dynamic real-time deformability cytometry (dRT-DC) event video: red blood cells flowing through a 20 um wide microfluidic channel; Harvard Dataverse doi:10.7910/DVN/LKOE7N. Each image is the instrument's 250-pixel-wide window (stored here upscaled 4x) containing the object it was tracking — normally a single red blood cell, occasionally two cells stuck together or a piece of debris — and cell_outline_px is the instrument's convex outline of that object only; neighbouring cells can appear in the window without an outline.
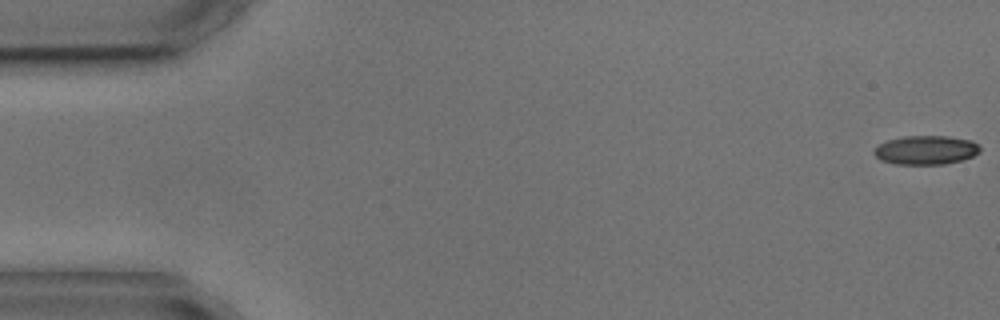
{"species": "common noctule bat (a hibernating species)", "species_latin": "Nyctalus noctula", "temperature_condition": "cold", "stored_images_in_passage": 4, "camera_frame_rate_fps": 3000, "um_per_image_px": 0.085, "animal": {"sex": "male", "body_mass_g": 17.9, "forearm_length_mm": 54.2}, "frame": {"image": 1, "passage_image": 1, "time_ms": 0.0, "image_size_px": [1000, 320], "cell_outline_px": [[980, 152], [972, 156], [960, 160], [944, 164], [896, 164], [880, 160], [872, 152], [880, 144], [888, 140], [904, 136], [948, 136], [972, 140], [980, 148]], "centroid_in_image_um": [78.69, 12.75], "position_along_channel_um": 6.3, "area_um2": 17.74}}
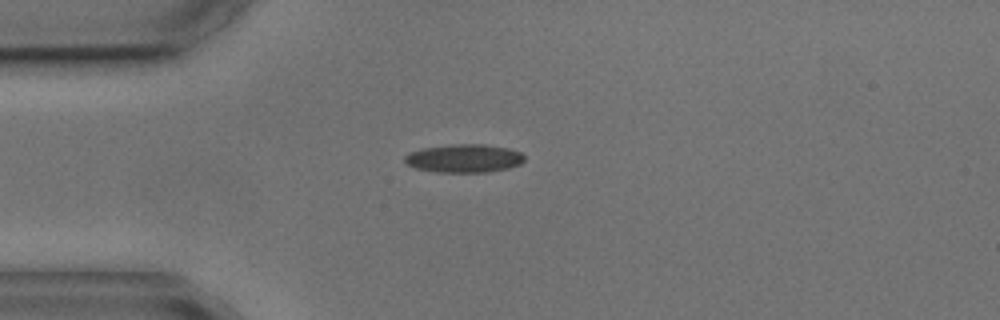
{"frame": {"image": 2, "passage_image": 4, "time_ms": 4.333, "image_size_px": [1000, 320], "cell_outline_px": [[524, 160], [520, 164], [508, 168], [488, 172], [436, 172], [416, 168], [408, 164], [404, 160], [404, 156], [408, 152], [420, 148], [452, 144], [484, 144], [508, 148], [520, 152], [524, 156]], "centroid_in_image_um": [39.42, 13.45], "position_along_channel_um": 45.6, "area_um2": 19.83}}